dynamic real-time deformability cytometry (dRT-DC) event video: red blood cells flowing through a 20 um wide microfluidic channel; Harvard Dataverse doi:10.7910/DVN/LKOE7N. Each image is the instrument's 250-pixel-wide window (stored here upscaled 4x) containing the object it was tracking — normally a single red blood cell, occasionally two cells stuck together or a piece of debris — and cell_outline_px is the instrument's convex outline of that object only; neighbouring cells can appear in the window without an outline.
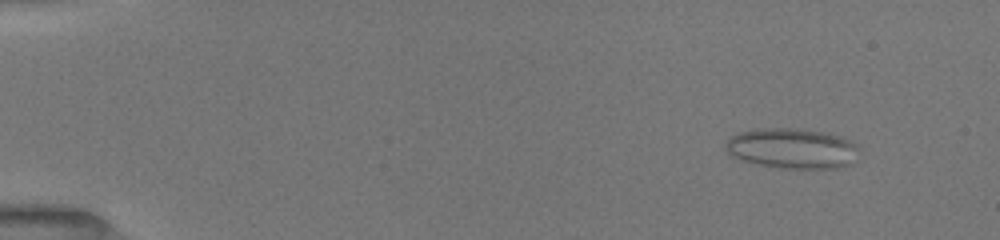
{"species": "common noctule bat (a hibernating species)", "species_latin": "Nyctalus noctula", "temperature_condition": "room temperature", "stored_images_in_passage": 53, "camera_frame_rate_fps": 3000, "um_per_image_px": 0.085, "animal": {"sex": "female", "body_mass_g": 19.5, "forearm_length_mm": 54.1}, "frame": {"image": 1, "passage_image": 6, "time_ms": 1.667, "image_size_px": [1000, 240], "cell_outline_px": [[856, 148], [848, 164], [836, 168], [780, 168], [760, 164], [744, 160], [728, 152], [728, 140], [732, 136], [744, 132], [784, 128], [788, 128], [820, 132], [836, 136], [848, 140]], "centroid_in_image_um": [67.31, 12.64], "position_along_channel_um": 17.7, "area_um2": 29.42}}
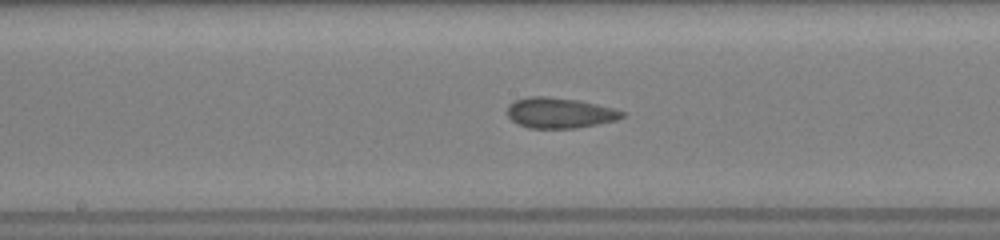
{"frame": {"image": 2, "passage_image": 29, "time_ms": 9.333, "image_size_px": [1000, 240], "cell_outline_px": [[624, 116], [616, 120], [576, 128], [528, 128], [512, 120], [508, 116], [508, 104], [516, 100], [528, 96], [548, 96], [576, 100], [596, 104], [612, 108], [624, 112]], "centroid_in_image_um": [47.54, 9.59], "position_along_channel_um": 200.7, "area_um2": 20.17}}
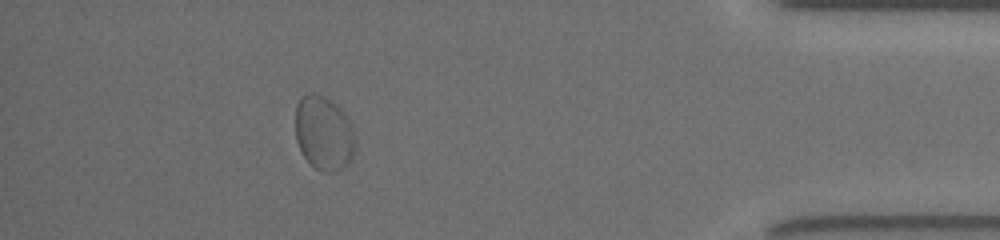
{"frame": {"image": 3, "passage_image": 48, "time_ms": 15.667, "image_size_px": [1000, 240], "cell_outline_px": [[356, 144], [352, 156], [340, 168], [328, 172], [324, 172], [316, 168], [304, 156], [296, 140], [296, 104], [300, 96], [312, 92], [324, 96], [344, 116], [348, 124]], "centroid_in_image_um": [27.45, 11.31], "position_along_channel_um": 407.7, "area_um2": 24.8}, "authors_computed_cell_mechanics": {"area_um2": 22.253, "velocity_mm_per_s": 3.9471, "shape_relaxation_time_tau1_ms": null, "shape_relaxation_time_tau2_ms": 1.212, "deformation_change_tau1": null, "deformation_change_tau2": 0.0754}}